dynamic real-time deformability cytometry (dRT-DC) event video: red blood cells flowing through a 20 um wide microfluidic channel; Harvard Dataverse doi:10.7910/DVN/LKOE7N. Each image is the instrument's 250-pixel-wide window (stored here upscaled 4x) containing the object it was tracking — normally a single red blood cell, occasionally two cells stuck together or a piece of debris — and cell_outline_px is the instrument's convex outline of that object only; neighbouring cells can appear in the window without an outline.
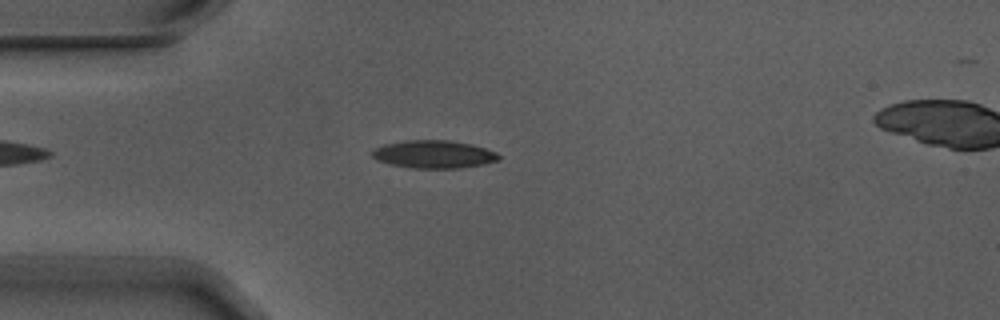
{"species": "Egyptian fruit bat (a non-hibernating species)", "species_latin": "Rousettus aegyptiacus", "temperature_condition": "warm", "stored_images_in_passage": 5, "camera_frame_rate_fps": 3000, "um_per_image_px": 0.085, "animal": {"sex": "male"}, "frame": {"image": 1, "passage_image": 4, "time_ms": 1.0, "image_size_px": [1000, 320], "cell_outline_px": [[500, 160], [484, 164], [460, 168], [412, 168], [388, 164], [376, 160], [372, 156], [372, 152], [376, 148], [384, 144], [408, 140], [452, 140], [472, 144], [496, 152], [500, 156]], "centroid_in_image_um": [36.88, 13.11], "position_along_channel_um": 48.1, "area_um2": 20.63}}